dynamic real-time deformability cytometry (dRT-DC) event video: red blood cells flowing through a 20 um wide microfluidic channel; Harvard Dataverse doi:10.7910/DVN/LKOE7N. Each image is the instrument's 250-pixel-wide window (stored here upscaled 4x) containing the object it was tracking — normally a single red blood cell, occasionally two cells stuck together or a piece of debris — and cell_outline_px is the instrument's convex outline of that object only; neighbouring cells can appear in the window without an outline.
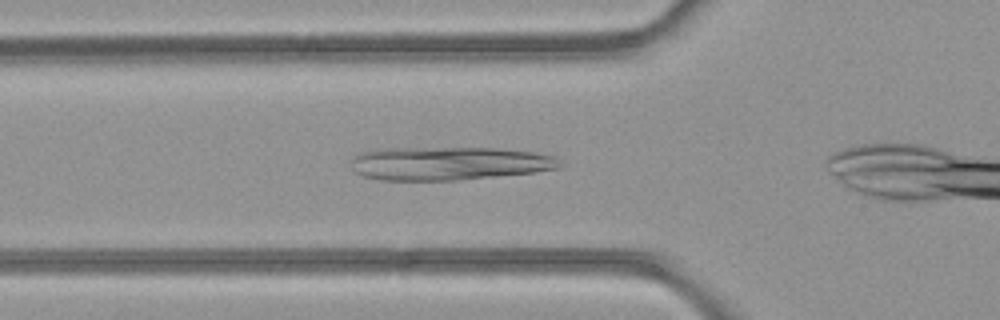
{"species": "common noctule bat (a hibernating species)", "species_latin": "Nyctalus noctula", "temperature_condition": "room temperature", "stored_images_in_passage": 25, "camera_frame_rate_fps": 3000, "um_per_image_px": 0.085, "animal": {"sex": "female", "body_mass_g": 21.9}, "frame": {"image": 1, "passage_image": 3, "time_ms": 0.667, "image_size_px": [1000, 320], "cell_outline_px": [[564, 164], [560, 168], [536, 172], [460, 180], [380, 180], [364, 176], [356, 172], [352, 168], [348, 160], [352, 156], [360, 152], [380, 148], [496, 148], [532, 152], [556, 156]], "centroid_in_image_um": [38.14, 13.88], "position_along_channel_um": 87.7, "area_um2": 41.1}}
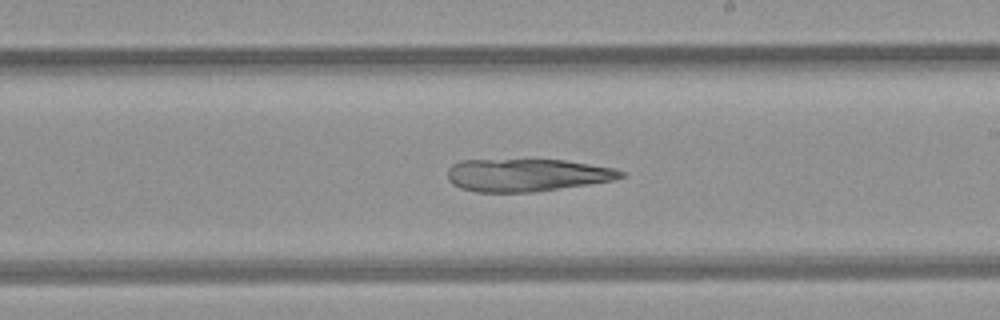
{"frame": {"image": 2, "passage_image": 14, "time_ms": 4.333, "image_size_px": [1000, 320], "cell_outline_px": [[624, 176], [612, 180], [588, 184], [536, 192], [476, 192], [460, 188], [452, 184], [448, 180], [448, 168], [452, 164], [460, 160], [564, 160], [612, 168], [624, 172]], "centroid_in_image_um": [44.72, 14.88], "position_along_channel_um": 244.3, "area_um2": 32.83}}
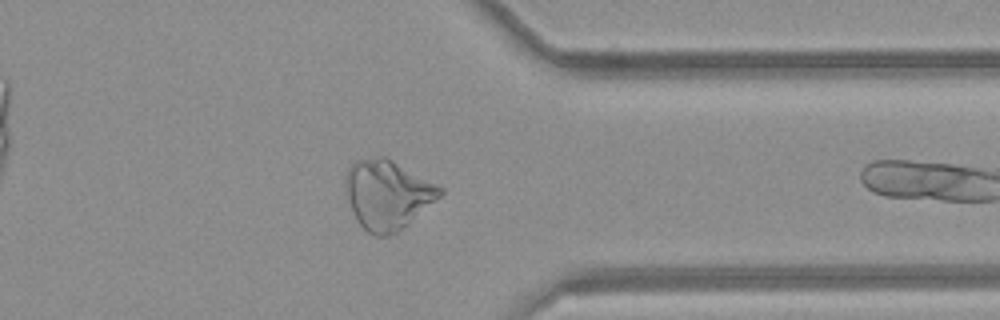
{"frame": {"image": 3, "passage_image": 24, "time_ms": 7.667, "image_size_px": [1000, 320], "cell_outline_px": [[444, 192], [440, 196], [408, 224], [396, 232], [388, 236], [376, 236], [368, 232], [356, 220], [352, 212], [344, 192], [344, 176], [348, 168], [356, 160], [380, 156], [384, 156], [392, 160], [444, 188]], "centroid_in_image_um": [32.88, 16.53], "position_along_channel_um": 378.5, "area_um2": 38.09}}